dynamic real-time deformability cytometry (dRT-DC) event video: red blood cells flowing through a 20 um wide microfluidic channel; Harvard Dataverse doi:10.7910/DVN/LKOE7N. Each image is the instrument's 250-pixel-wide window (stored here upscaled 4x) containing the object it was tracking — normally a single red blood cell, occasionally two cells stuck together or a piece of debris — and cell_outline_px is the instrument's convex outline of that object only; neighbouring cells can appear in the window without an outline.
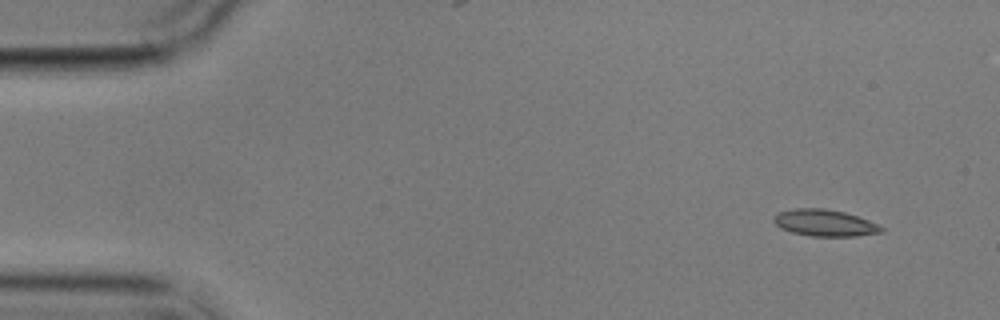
{"species": "common noctule bat (a hibernating species)", "species_latin": "Nyctalus noctula", "temperature_condition": "cold", "stored_images_in_passage": 4, "camera_frame_rate_fps": 3000, "um_per_image_px": 0.085, "animal": {"sex": "male", "body_mass_g": 17.9}, "frame": {"image": 1, "passage_image": 1, "time_ms": 0.0, "image_size_px": [1000, 320], "cell_outline_px": [[884, 232], [856, 236], [812, 236], [792, 232], [780, 228], [772, 220], [772, 216], [780, 212], [796, 208], [824, 208], [844, 212], [880, 224], [884, 228]], "centroid_in_image_um": [70.11, 18.95], "position_along_channel_um": 14.9, "area_um2": 16.76}}
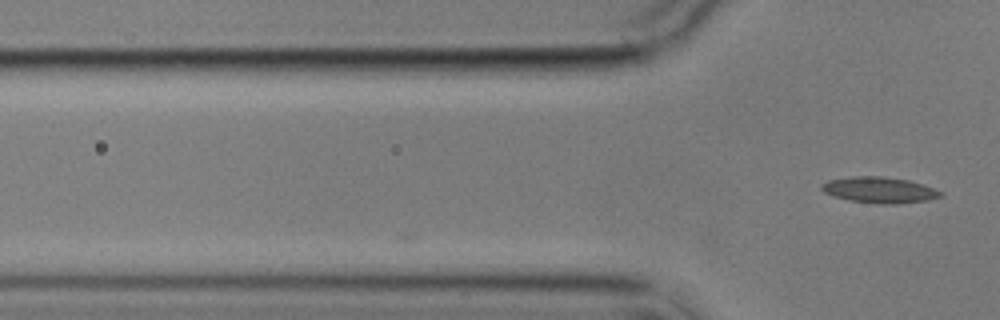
{"frame": {"image": 2, "passage_image": 4, "time_ms": 3.667, "image_size_px": [1000, 320], "cell_outline_px": [[944, 192], [940, 196], [928, 200], [896, 204], [880, 204], [848, 200], [832, 196], [824, 192], [820, 188], [820, 184], [828, 180], [852, 176], [884, 176], [908, 180], [924, 184]], "centroid_in_image_um": [74.73, 16.14], "position_along_channel_um": 51.1, "area_um2": 18.21}}